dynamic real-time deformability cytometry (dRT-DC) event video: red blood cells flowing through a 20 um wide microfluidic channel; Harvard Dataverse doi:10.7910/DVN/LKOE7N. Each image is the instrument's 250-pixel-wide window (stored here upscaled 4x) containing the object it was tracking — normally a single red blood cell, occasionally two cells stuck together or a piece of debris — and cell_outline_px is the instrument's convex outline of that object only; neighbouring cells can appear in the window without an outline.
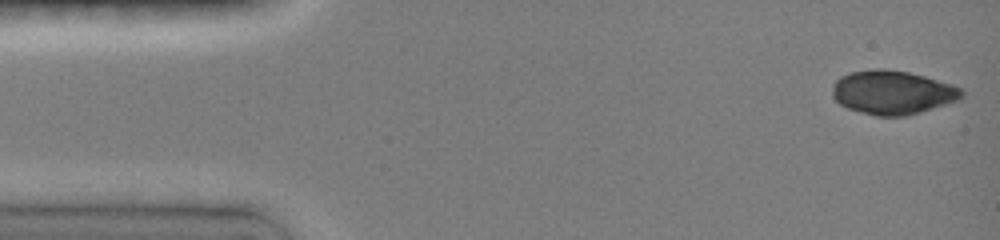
{"species": "common noctule bat (a hibernating species)", "species_latin": "Nyctalus noctula", "temperature_condition": "room temperature", "stored_images_in_passage": 36, "camera_frame_rate_fps": 3000, "um_per_image_px": 0.085, "animal": {"sex": "female", "body_mass_g": 19.0, "forearm_length_mm": 51.5}, "frame": {"image": 1, "passage_image": 1, "time_ms": 0.0, "image_size_px": [1000, 240], "cell_outline_px": [[964, 96], [960, 100], [908, 116], [876, 116], [848, 108], [840, 104], [832, 96], [832, 84], [840, 76], [852, 72], [872, 68], [884, 68], [908, 72], [924, 76], [952, 84], [960, 88], [964, 92]], "centroid_in_image_um": [75.87, 7.85], "position_along_channel_um": 9.1, "area_um2": 33.29}}